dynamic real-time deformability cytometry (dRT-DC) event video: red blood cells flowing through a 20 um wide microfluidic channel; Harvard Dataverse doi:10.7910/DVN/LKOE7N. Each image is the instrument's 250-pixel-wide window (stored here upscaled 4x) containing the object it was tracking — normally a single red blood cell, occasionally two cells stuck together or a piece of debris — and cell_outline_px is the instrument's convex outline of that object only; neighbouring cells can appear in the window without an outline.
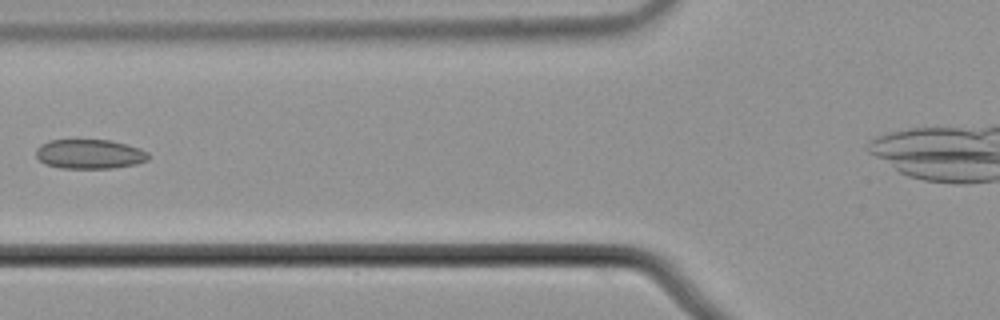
{"species": "common noctule bat (a hibernating species)", "species_latin": "Nyctalus noctula", "temperature_condition": "cold", "stored_images_in_passage": 6, "camera_frame_rate_fps": 3000, "um_per_image_px": 0.085, "animal": {"sex": "male", "body_mass_g": 21.5, "forearm_length_mm": 52.0}, "frame": {"image": 1, "passage_image": 5, "time_ms": 1.333, "image_size_px": [1000, 320], "cell_outline_px": [[148, 160], [136, 164], [112, 168], [60, 168], [44, 164], [36, 156], [36, 148], [40, 144], [48, 140], [112, 140], [140, 148], [148, 152]], "centroid_in_image_um": [7.6, 13.09], "position_along_channel_um": 118.2, "area_um2": 19.42}}